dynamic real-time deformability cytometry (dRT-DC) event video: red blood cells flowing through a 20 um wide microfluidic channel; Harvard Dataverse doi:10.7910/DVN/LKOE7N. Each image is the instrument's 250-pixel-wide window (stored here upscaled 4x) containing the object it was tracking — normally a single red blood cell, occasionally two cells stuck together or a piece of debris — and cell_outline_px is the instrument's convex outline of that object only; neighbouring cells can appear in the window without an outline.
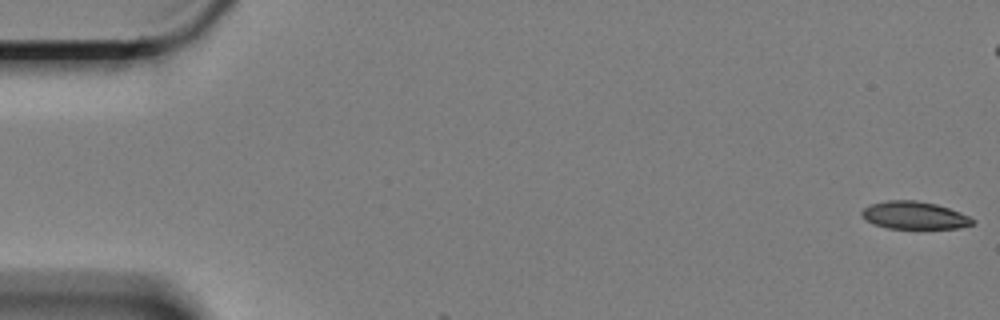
{"species": "Egyptian fruit bat (a non-hibernating species)", "species_latin": "Rousettus aegyptiacus", "temperature_condition": "cold", "stored_images_in_passage": 4, "camera_frame_rate_fps": 3000, "um_per_image_px": 0.085, "animal": {"sex": "female"}, "frame": {"image": 1, "passage_image": 1, "time_ms": 0.0, "image_size_px": [1000, 320], "cell_outline_px": [[976, 220], [972, 224], [956, 228], [888, 228], [876, 224], [868, 220], [860, 212], [864, 208], [872, 204], [888, 200], [916, 200], [936, 204], [960, 212]], "centroid_in_image_um": [77.74, 18.29], "position_along_channel_um": 7.3, "area_um2": 17.46}}